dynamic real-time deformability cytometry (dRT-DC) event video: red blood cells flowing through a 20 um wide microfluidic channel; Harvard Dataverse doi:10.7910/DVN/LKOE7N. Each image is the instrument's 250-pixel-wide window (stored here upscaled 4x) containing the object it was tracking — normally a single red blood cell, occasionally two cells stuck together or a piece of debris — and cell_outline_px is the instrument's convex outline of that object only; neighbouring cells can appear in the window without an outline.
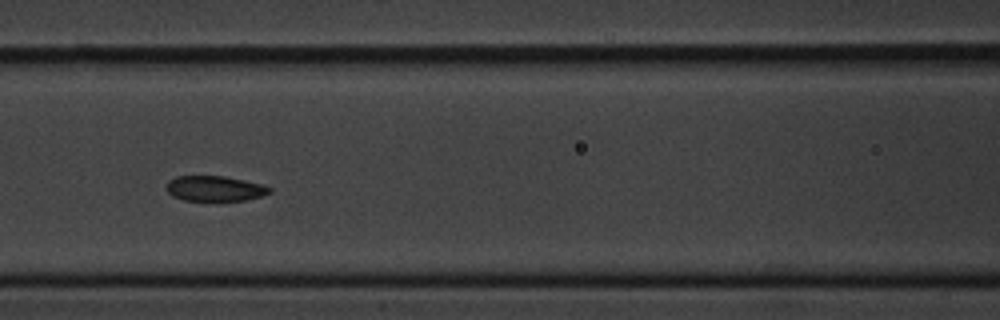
{"species": "common noctule bat (a hibernating species)", "species_latin": "Nyctalus noctula", "temperature_condition": "cold", "stored_images_in_passage": 9, "camera_frame_rate_fps": 3000, "um_per_image_px": 0.085, "animal": {"sex": "male", "body_mass_g": 20.1, "forearm_length_mm": 53.5}, "frame": {"image": 1, "passage_image": 6, "time_ms": 6.0, "image_size_px": [1000, 320], "cell_outline_px": [[272, 192], [264, 196], [244, 200], [184, 200], [172, 196], [164, 188], [164, 184], [168, 180], [176, 176], [224, 176], [244, 180], [260, 184], [272, 188]], "centroid_in_image_um": [18.22, 16.02], "position_along_channel_um": 148.4, "area_um2": 15.32}}
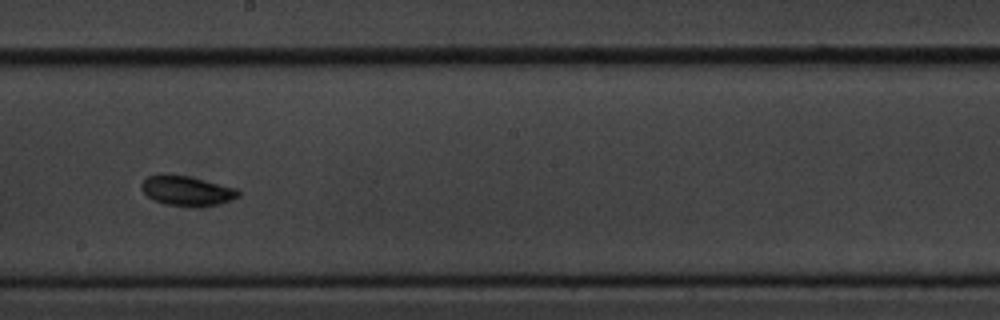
{"frame": {"image": 2, "passage_image": 8, "time_ms": 8.333, "image_size_px": [1000, 320], "cell_outline_px": [[240, 196], [220, 204], [164, 204], [152, 200], [140, 188], [140, 184], [148, 176], [188, 176], [236, 188], [240, 192]], "centroid_in_image_um": [15.88, 16.2], "position_along_channel_um": 232.3, "area_um2": 15.9}}
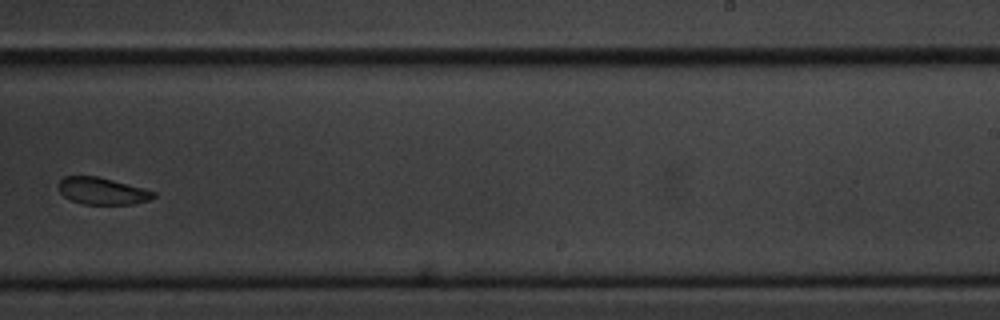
{"frame": {"image": 3, "passage_image": 9, "time_ms": 9.667, "image_size_px": [1000, 320], "cell_outline_px": [[156, 196], [148, 200], [132, 204], [84, 204], [72, 200], [64, 196], [56, 188], [56, 184], [64, 176], [96, 176], [112, 180], [156, 192]], "centroid_in_image_um": [8.63, 16.23], "position_along_channel_um": 280.4, "area_um2": 14.8}}